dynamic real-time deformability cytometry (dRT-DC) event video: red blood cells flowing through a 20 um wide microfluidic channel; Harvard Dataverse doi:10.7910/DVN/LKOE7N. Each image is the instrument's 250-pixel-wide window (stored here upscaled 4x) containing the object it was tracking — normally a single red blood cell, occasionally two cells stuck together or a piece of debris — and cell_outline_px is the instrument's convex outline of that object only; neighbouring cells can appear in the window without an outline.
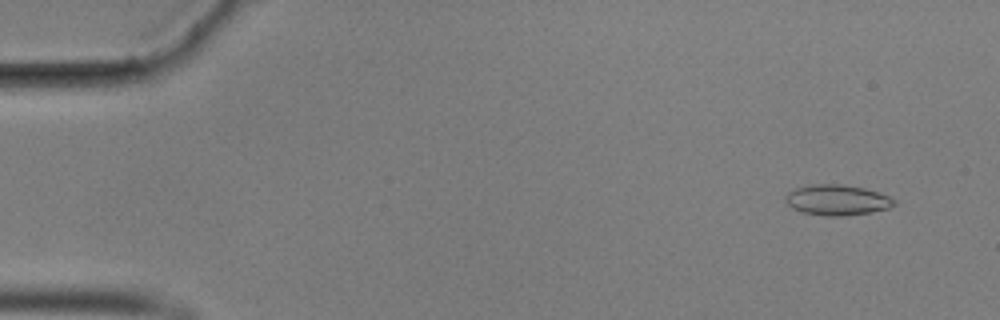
{"species": "common noctule bat (a hibernating species)", "species_latin": "Nyctalus noctula", "temperature_condition": "cold", "stored_images_in_passage": 56, "camera_frame_rate_fps": 3000, "um_per_image_px": 0.085, "animal": {"sex": "male", "body_mass_g": 17.9}, "frame": {"image": 1, "passage_image": 4, "time_ms": 1.0, "image_size_px": [1000, 320], "cell_outline_px": [[896, 204], [888, 208], [872, 212], [844, 216], [824, 216], [800, 212], [792, 208], [784, 200], [788, 192], [796, 188], [812, 184], [844, 184], [864, 188], [888, 196], [896, 200]], "centroid_in_image_um": [71.14, 17.01], "position_along_channel_um": 13.9, "area_um2": 19.42}}
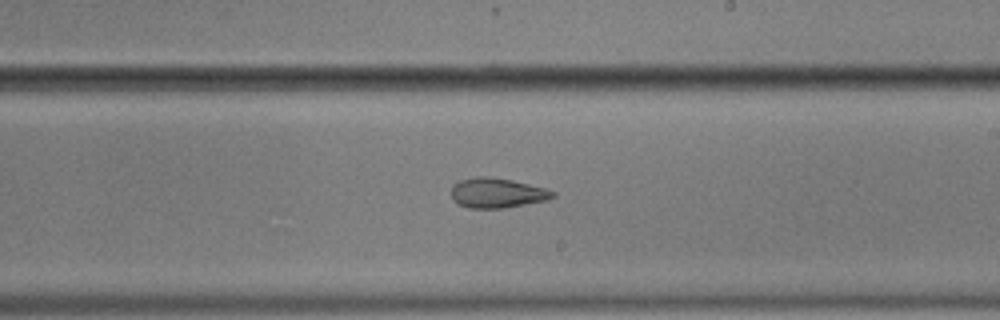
{"frame": {"image": 2, "passage_image": 33, "time_ms": 10.667, "image_size_px": [1000, 320], "cell_outline_px": [[556, 196], [548, 200], [504, 208], [468, 208], [456, 204], [452, 200], [452, 184], [460, 180], [476, 176], [488, 176], [512, 180], [544, 188], [556, 192]], "centroid_in_image_um": [42.23, 16.4], "position_along_channel_um": 246.8, "area_um2": 17.86}}
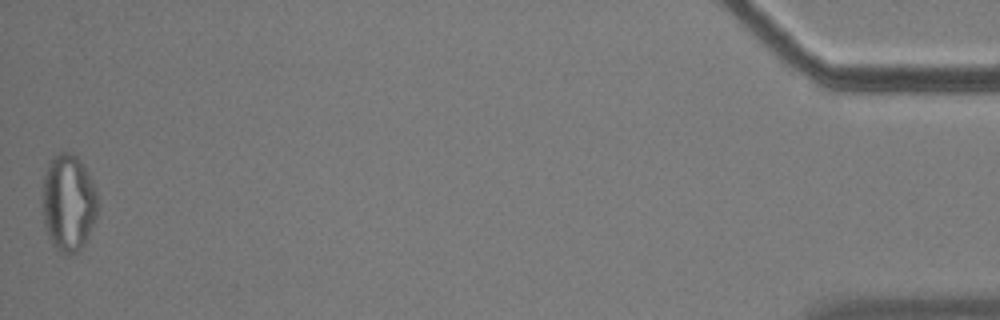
{"frame": {"image": 3, "passage_image": 56, "time_ms": 18.333, "image_size_px": [1000, 320], "cell_outline_px": [[96, 216], [88, 236], [80, 252], [64, 256], [52, 244], [48, 236], [44, 224], [44, 176], [48, 160], [52, 156], [60, 152], [72, 152], [76, 156], [92, 180], [96, 188]], "centroid_in_image_um": [5.81, 17.25], "position_along_channel_um": 429.4, "area_um2": 31.1}, "authors_computed_cell_mechanics": {"area_um2": 19.1029, "velocity_mm_per_s": 3.5604, "shape_relaxation_time_tau1_ms": null, "shape_relaxation_time_tau2_ms": 4.8307, "deformation_change_tau1": null, "deformation_change_tau2": 0.1087}}